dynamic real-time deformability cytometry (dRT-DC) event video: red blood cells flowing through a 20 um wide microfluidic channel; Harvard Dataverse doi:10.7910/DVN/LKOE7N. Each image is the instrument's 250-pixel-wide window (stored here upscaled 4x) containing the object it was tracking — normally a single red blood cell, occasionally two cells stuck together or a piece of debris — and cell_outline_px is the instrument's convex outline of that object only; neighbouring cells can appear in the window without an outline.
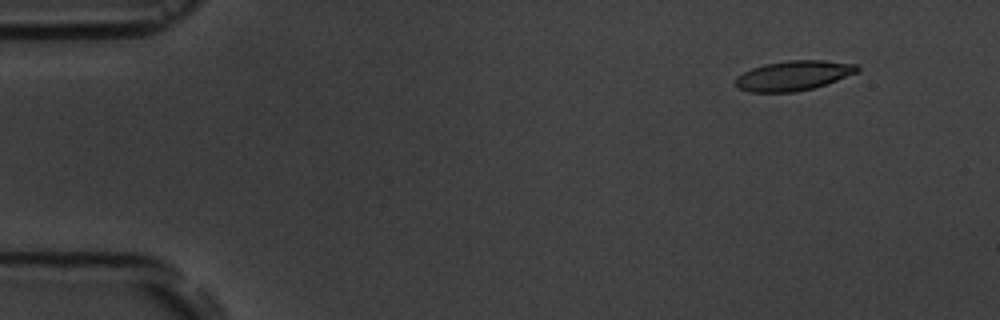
{"species": "common noctule bat (a hibernating species)", "species_latin": "Nyctalus noctula", "temperature_condition": "room temperature", "stored_images_in_passage": 4, "camera_frame_rate_fps": 3000, "um_per_image_px": 0.085, "animal": {"sex": "male", "body_mass_g": 19.5, "forearm_length_mm": 54.6}, "frame": {"image": 1, "passage_image": 1, "time_ms": 0.0, "image_size_px": [1000, 320], "cell_outline_px": [[860, 72], [812, 88], [796, 92], [748, 92], [736, 88], [736, 76], [752, 68], [764, 64], [788, 60], [824, 60], [856, 64], [860, 68]], "centroid_in_image_um": [67.44, 6.42], "position_along_channel_um": 17.6, "area_um2": 21.21}}
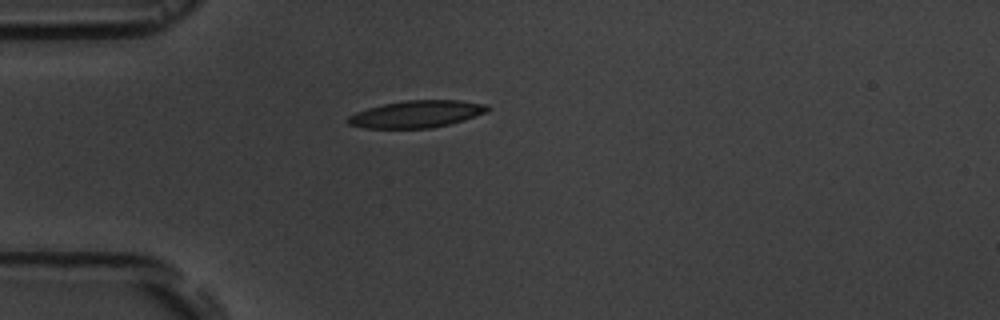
{"frame": {"image": 2, "passage_image": 4, "time_ms": 3.333, "image_size_px": [1000, 320], "cell_outline_px": [[488, 112], [464, 120], [432, 128], [364, 128], [348, 124], [344, 120], [348, 116], [356, 112], [368, 108], [384, 104], [408, 100], [460, 100], [488, 104]], "centroid_in_image_um": [35.4, 9.7], "position_along_channel_um": 49.6, "area_um2": 22.08}}